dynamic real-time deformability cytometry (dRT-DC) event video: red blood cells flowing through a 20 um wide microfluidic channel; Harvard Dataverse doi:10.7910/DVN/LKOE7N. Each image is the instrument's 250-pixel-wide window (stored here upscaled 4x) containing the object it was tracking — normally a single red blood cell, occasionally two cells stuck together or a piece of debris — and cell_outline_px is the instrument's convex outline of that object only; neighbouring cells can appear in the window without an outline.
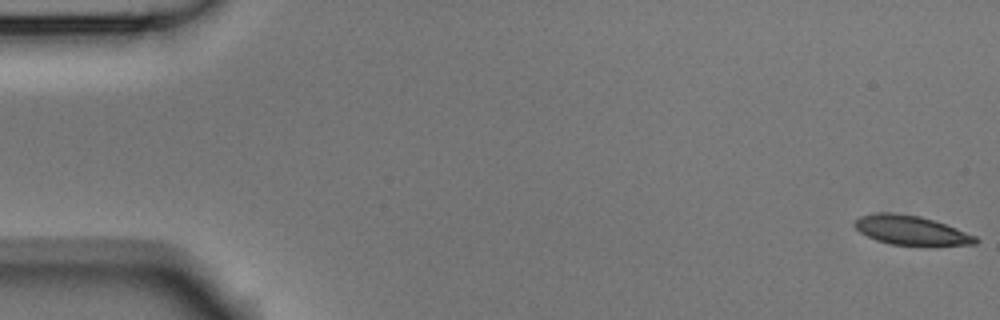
{"species": "Egyptian fruit bat (a non-hibernating species)", "species_latin": "Rousettus aegyptiacus", "temperature_condition": "room temperature", "stored_images_in_passage": 55, "segment_of_instrument_passage": [1, 2], "camera_frame_rate_fps": 3000, "um_per_image_px": 0.085, "animal": {"sex": "male"}, "frame": {"image": 1, "passage_image": 1, "time_ms": 0.0, "image_size_px": [1000, 320], "cell_outline_px": [[980, 240], [976, 244], [892, 244], [876, 240], [860, 232], [852, 224], [852, 220], [860, 216], [876, 212], [892, 212], [920, 216], [956, 228], [976, 236]], "centroid_in_image_um": [77.36, 19.54], "position_along_channel_um": 7.6, "area_um2": 20.23}}
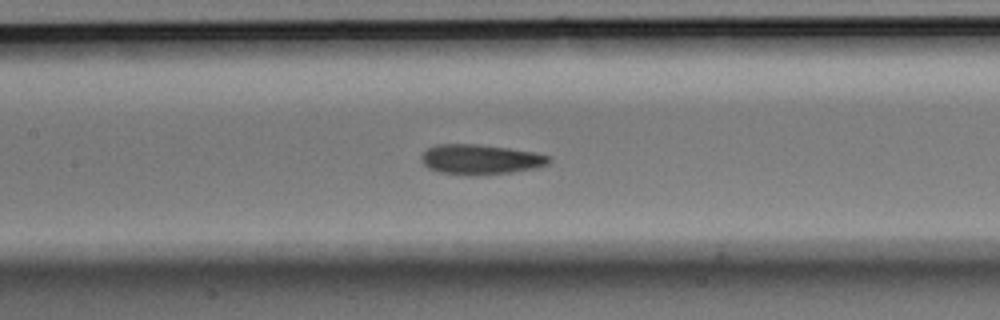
{"frame": {"image": 2, "passage_image": 25, "time_ms": 8.0, "image_size_px": [1000, 320], "cell_outline_px": [[552, 160], [548, 164], [536, 168], [512, 172], [476, 176], [472, 176], [440, 172], [428, 168], [420, 160], [420, 156], [428, 148], [436, 144], [476, 144], [508, 148], [536, 152], [552, 156]], "centroid_in_image_um": [40.86, 13.55], "position_along_channel_um": 166.5, "area_um2": 22.6}}
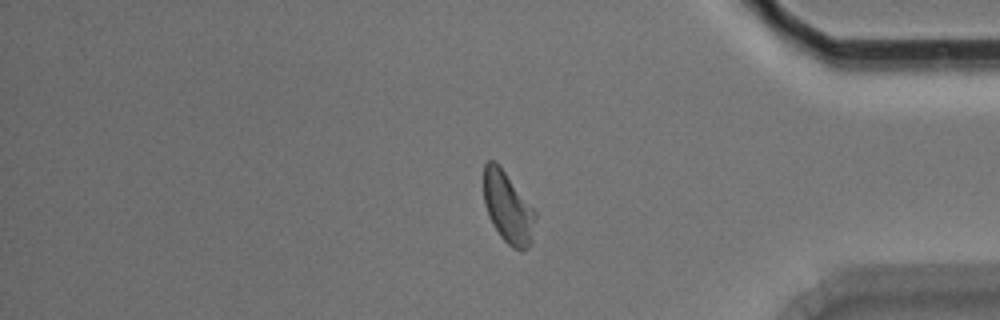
{"frame": {"image": 3, "passage_image": 45, "time_ms": 14.667, "image_size_px": [1000, 320], "cell_outline_px": [[536, 216], [532, 244], [528, 248], [520, 252], [512, 248], [500, 236], [492, 224], [488, 216], [484, 204], [484, 164], [488, 160], [492, 160], [504, 172], [536, 212]], "centroid_in_image_um": [43.18, 17.73], "position_along_channel_um": 392.0, "area_um2": 21.27}}